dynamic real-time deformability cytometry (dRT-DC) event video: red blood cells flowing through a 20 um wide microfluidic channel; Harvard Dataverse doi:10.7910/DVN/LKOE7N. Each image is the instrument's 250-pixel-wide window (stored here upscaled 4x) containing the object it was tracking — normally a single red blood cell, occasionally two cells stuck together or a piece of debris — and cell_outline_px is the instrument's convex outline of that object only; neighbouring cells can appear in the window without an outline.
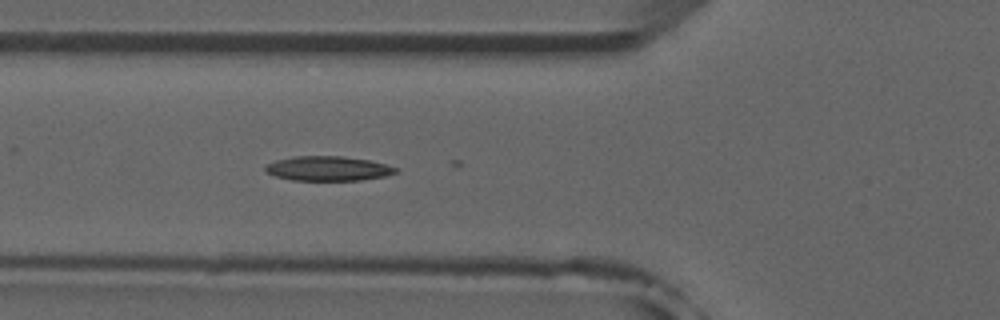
{"species": "common noctule bat (a hibernating species)", "species_latin": "Nyctalus noctula", "temperature_condition": "room temperature", "stored_images_in_passage": 26, "camera_frame_rate_fps": 3000, "um_per_image_px": 0.085, "animal": {"sex": "male", "forearm_length_mm": 52.5}, "frame": {"image": 1, "passage_image": 19, "time_ms": 6.0, "image_size_px": [1000, 320], "cell_outline_px": [[400, 172], [384, 176], [360, 180], [292, 180], [276, 176], [268, 172], [264, 168], [268, 164], [276, 160], [296, 156], [344, 156], [368, 160], [400, 168]], "centroid_in_image_um": [27.94, 14.32], "position_along_channel_um": 97.9, "area_um2": 18.55}}